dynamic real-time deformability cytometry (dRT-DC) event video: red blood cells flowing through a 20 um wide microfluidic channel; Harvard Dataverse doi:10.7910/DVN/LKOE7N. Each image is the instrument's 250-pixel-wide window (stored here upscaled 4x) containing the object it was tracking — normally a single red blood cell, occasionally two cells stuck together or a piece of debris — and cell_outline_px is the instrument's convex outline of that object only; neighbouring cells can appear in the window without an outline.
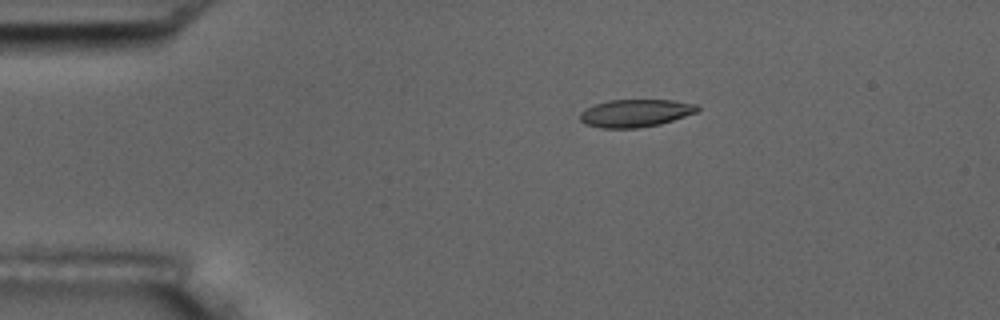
{"species": "common noctule bat (a hibernating species)", "species_latin": "Nyctalus noctula", "temperature_condition": "room temperature", "stored_images_in_passage": 5, "camera_frame_rate_fps": 3000, "um_per_image_px": 0.085, "animal": {"sex": "male", "body_mass_g": 17.5, "forearm_length_mm": 52.3}, "frame": {"image": 1, "passage_image": 3, "time_ms": 2.333, "image_size_px": [1000, 320], "cell_outline_px": [[700, 108], [696, 112], [660, 124], [636, 128], [600, 128], [584, 124], [580, 120], [580, 112], [596, 104], [608, 100], [672, 100], [696, 104]], "centroid_in_image_um": [53.99, 9.62], "position_along_channel_um": 31.0, "area_um2": 18.79}}